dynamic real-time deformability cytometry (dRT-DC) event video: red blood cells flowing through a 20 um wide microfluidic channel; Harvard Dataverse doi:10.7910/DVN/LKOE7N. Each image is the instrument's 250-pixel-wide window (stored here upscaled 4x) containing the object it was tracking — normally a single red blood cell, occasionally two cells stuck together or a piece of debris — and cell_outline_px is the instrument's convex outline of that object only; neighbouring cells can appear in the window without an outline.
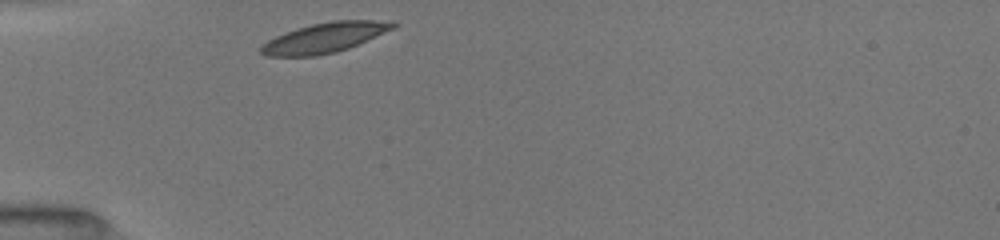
{"species": "common noctule bat (a hibernating species)", "species_latin": "Nyctalus noctula", "temperature_condition": "room temperature", "stored_images_in_passage": 29, "camera_frame_rate_fps": 3000, "um_per_image_px": 0.085, "animal": {"sex": "female", "body_mass_g": 19.5, "forearm_length_mm": 54.1}, "frame": {"image": 1, "passage_image": 1, "time_ms": 0.0, "image_size_px": [1000, 240], "cell_outline_px": [[400, 24], [396, 28], [348, 48], [336, 52], [316, 56], [264, 56], [260, 52], [260, 48], [268, 40], [276, 36], [296, 28], [312, 24], [332, 20], [396, 20]], "centroid_in_image_um": [27.67, 3.18], "position_along_channel_um": 57.3, "area_um2": 23.24}}
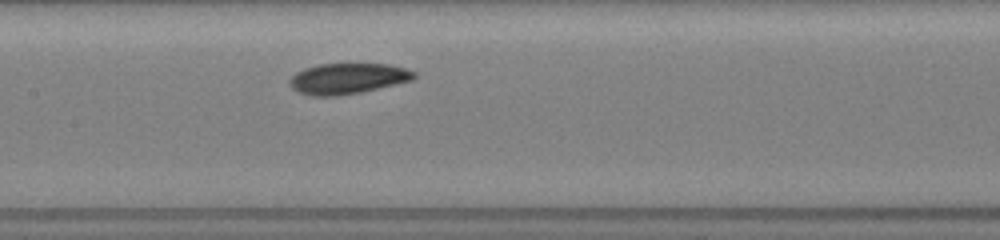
{"frame": {"image": 2, "passage_image": 11, "time_ms": 3.333, "image_size_px": [1000, 240], "cell_outline_px": [[416, 76], [412, 80], [360, 92], [340, 96], [312, 96], [300, 92], [292, 88], [288, 84], [288, 80], [296, 72], [304, 68], [320, 64], [388, 64], [404, 68], [416, 72]], "centroid_in_image_um": [29.52, 6.68], "position_along_channel_um": 177.9, "area_um2": 22.2}}
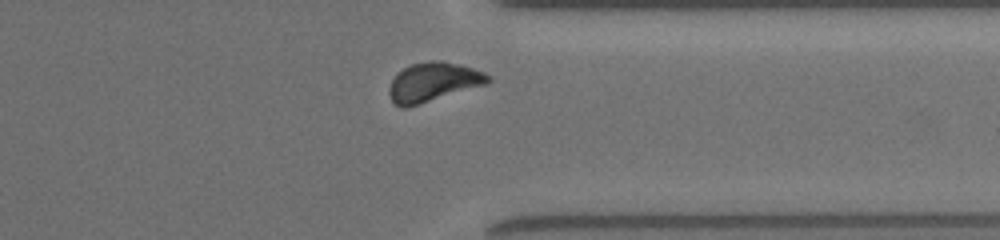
{"frame": {"image": 3, "passage_image": 26, "time_ms": 8.333, "image_size_px": [1000, 240], "cell_outline_px": [[492, 80], [488, 84], [404, 108], [400, 108], [392, 100], [388, 92], [388, 88], [392, 80], [404, 68], [412, 64], [428, 60], [444, 60], [460, 64], [484, 72], [492, 76]], "centroid_in_image_um": [36.87, 6.96], "position_along_channel_um": 374.5, "area_um2": 22.54}, "authors_computed_cell_mechanics": {"area_um2": 22.542, "velocity_mm_per_s": 3.9494, "shape_relaxation_time_tau1_ms": 2.0589, "shape_relaxation_time_tau2_ms": null, "deformation_change_tau1": 0.0762, "deformation_change_tau2": null}}